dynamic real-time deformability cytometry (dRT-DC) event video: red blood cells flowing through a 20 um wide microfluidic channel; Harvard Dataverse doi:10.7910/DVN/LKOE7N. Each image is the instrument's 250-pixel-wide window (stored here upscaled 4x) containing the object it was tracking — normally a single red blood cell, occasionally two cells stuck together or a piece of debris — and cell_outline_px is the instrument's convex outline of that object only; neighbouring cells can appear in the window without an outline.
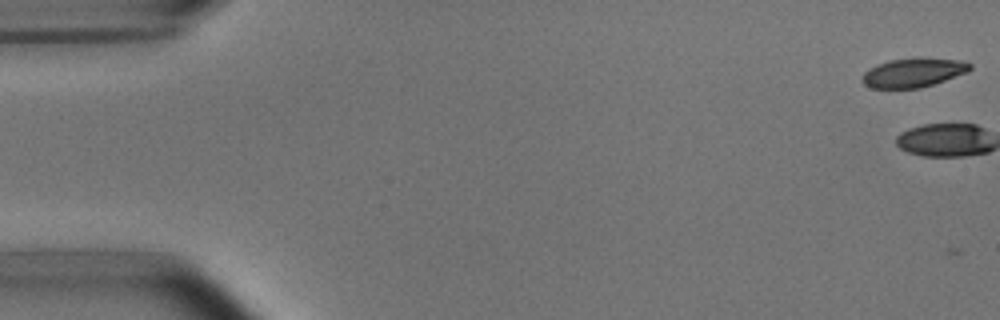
{"species": "common noctule bat (a hibernating species)", "species_latin": "Nyctalus noctula", "temperature_condition": "room temperature", "stored_images_in_passage": 2, "camera_frame_rate_fps": 3000, "um_per_image_px": 0.085, "animal": {"sex": "male", "body_mass_g": 15.6}, "frame": {"image": 1, "passage_image": 1, "time_ms": 0.0, "image_size_px": [1000, 320], "cell_outline_px": [[972, 68], [968, 72], [920, 88], [872, 88], [864, 84], [864, 72], [868, 68], [876, 64], [888, 60], [916, 56], [924, 56], [964, 60], [972, 64]], "centroid_in_image_um": [77.68, 6.12], "position_along_channel_um": 7.3, "area_um2": 18.73}}